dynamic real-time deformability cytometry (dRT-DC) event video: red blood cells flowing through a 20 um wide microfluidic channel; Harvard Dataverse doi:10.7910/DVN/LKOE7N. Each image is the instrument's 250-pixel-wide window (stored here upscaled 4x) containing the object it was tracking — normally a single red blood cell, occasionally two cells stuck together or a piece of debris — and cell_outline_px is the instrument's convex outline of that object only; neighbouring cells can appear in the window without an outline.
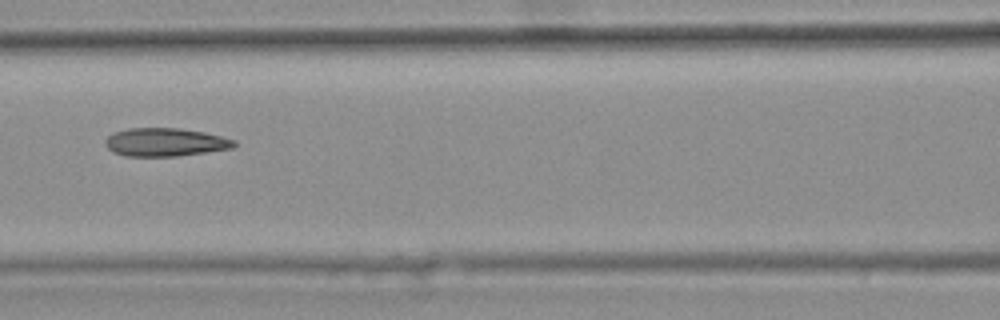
{"species": "common noctule bat (a hibernating species)", "species_latin": "Nyctalus noctula", "temperature_condition": "warm", "stored_images_in_passage": 27, "camera_frame_rate_fps": 3000, "um_per_image_px": 0.085, "animal": {"sex": "female", "body_mass_g": 25.1}, "frame": {"image": 1, "passage_image": 8, "time_ms": 2.333, "image_size_px": [1000, 320], "cell_outline_px": [[236, 144], [232, 148], [176, 156], [124, 156], [112, 152], [104, 144], [104, 140], [112, 132], [128, 128], [180, 128], [204, 132], [236, 140]], "centroid_in_image_um": [13.99, 12.08], "position_along_channel_um": 152.6, "area_um2": 21.27}}